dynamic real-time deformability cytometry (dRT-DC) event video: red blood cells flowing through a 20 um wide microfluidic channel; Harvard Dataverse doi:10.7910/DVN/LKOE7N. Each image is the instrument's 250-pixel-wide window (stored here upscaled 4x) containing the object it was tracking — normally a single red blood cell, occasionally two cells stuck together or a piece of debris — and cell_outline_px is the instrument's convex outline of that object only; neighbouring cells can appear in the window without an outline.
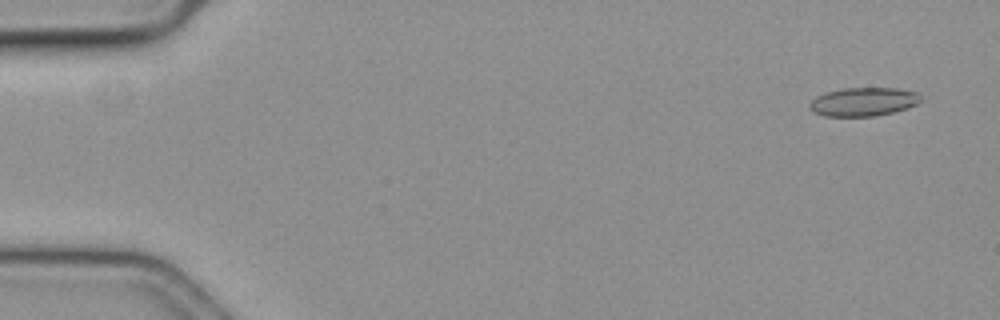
{"species": "common noctule bat (a hibernating species)", "species_latin": "Nyctalus noctula", "temperature_condition": "cold", "stored_images_in_passage": 60, "camera_frame_rate_fps": 3000, "um_per_image_px": 0.085, "animal": {"sex": "female", "body_mass_g": 19.3, "forearm_length_mm": 54.1}, "frame": {"image": 1, "passage_image": 4, "time_ms": 1.0, "image_size_px": [1000, 320], "cell_outline_px": [[920, 100], [916, 104], [908, 108], [876, 116], [824, 116], [812, 112], [808, 104], [816, 96], [828, 92], [844, 88], [896, 88], [916, 92]], "centroid_in_image_um": [73.35, 8.66], "position_along_channel_um": 11.7, "area_um2": 18.38}}
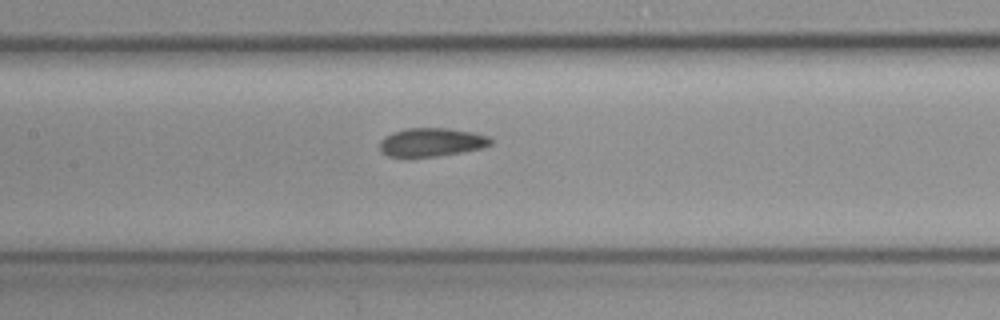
{"frame": {"image": 2, "passage_image": 29, "time_ms": 9.333, "image_size_px": [1000, 320], "cell_outline_px": [[492, 144], [484, 148], [436, 156], [408, 160], [388, 156], [380, 152], [380, 140], [384, 136], [392, 132], [408, 128], [448, 128], [488, 136], [492, 140]], "centroid_in_image_um": [36.59, 12.13], "position_along_channel_um": 170.8, "area_um2": 18.96}}
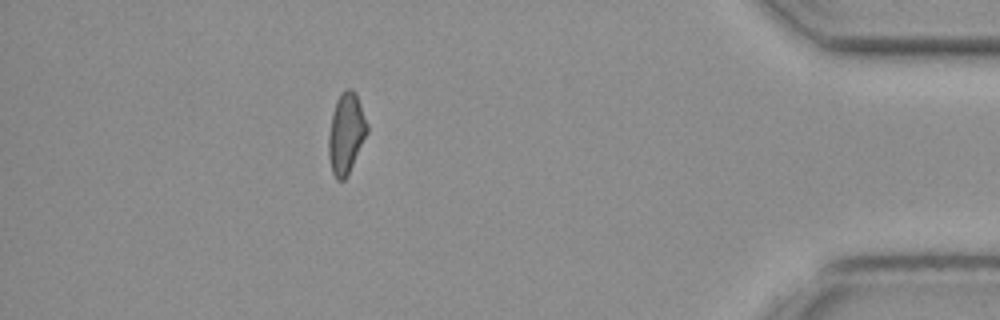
{"frame": {"image": 3, "passage_image": 53, "time_ms": 17.333, "image_size_px": [1000, 320], "cell_outline_px": [[368, 132], [344, 180], [336, 180], [332, 172], [328, 156], [328, 136], [332, 112], [336, 100], [340, 92], [344, 88], [352, 88], [356, 92], [368, 124]], "centroid_in_image_um": [29.4, 11.27], "position_along_channel_um": 405.8, "area_um2": 18.21}, "authors_computed_cell_mechanics": {"area_um2": 18.4382, "velocity_mm_per_s": 3.5639, "shape_relaxation_time_tau1_ms": null, "shape_relaxation_time_tau2_ms": 2.7755, "deformation_change_tau1": null, "deformation_change_tau2": 0.1001}}